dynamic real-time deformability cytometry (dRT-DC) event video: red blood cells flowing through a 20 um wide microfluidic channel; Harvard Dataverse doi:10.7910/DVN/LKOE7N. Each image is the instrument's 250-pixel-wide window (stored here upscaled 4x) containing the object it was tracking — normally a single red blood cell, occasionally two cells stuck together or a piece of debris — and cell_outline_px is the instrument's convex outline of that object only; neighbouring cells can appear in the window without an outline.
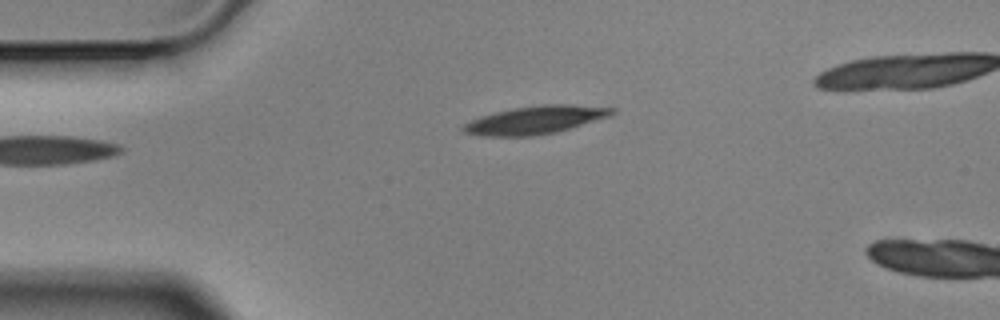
{"species": "Egyptian fruit bat (a non-hibernating species)", "species_latin": "Rousettus aegyptiacus", "temperature_condition": "cold", "stored_images_in_passage": 4, "camera_frame_rate_fps": 3000, "um_per_image_px": 0.085, "animal": {"sex": "male"}, "frame": {"image": 1, "passage_image": 4, "time_ms": 1.0, "image_size_px": [1000, 320], "cell_outline_px": [[616, 112], [608, 116], [556, 132], [532, 136], [480, 136], [464, 132], [460, 128], [464, 124], [480, 116], [512, 108], [544, 104], [568, 104], [616, 108]], "centroid_in_image_um": [45.47, 10.19], "position_along_channel_um": 39.5, "area_um2": 24.04}}